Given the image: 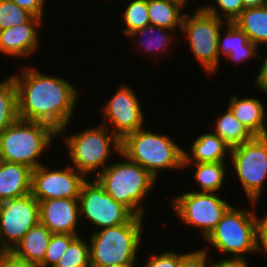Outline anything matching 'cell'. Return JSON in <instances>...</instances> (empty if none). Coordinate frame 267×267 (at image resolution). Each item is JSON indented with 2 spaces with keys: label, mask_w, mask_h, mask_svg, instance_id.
Returning <instances> with one entry per match:
<instances>
[{
  "label": "cell",
  "mask_w": 267,
  "mask_h": 267,
  "mask_svg": "<svg viewBox=\"0 0 267 267\" xmlns=\"http://www.w3.org/2000/svg\"><path fill=\"white\" fill-rule=\"evenodd\" d=\"M32 169L0 160V202L31 193Z\"/></svg>",
  "instance_id": "17"
},
{
  "label": "cell",
  "mask_w": 267,
  "mask_h": 267,
  "mask_svg": "<svg viewBox=\"0 0 267 267\" xmlns=\"http://www.w3.org/2000/svg\"><path fill=\"white\" fill-rule=\"evenodd\" d=\"M248 262H213L212 267H249Z\"/></svg>",
  "instance_id": "39"
},
{
  "label": "cell",
  "mask_w": 267,
  "mask_h": 267,
  "mask_svg": "<svg viewBox=\"0 0 267 267\" xmlns=\"http://www.w3.org/2000/svg\"><path fill=\"white\" fill-rule=\"evenodd\" d=\"M78 216L80 217L78 199L55 198L39 201L40 223L52 234L79 236Z\"/></svg>",
  "instance_id": "15"
},
{
  "label": "cell",
  "mask_w": 267,
  "mask_h": 267,
  "mask_svg": "<svg viewBox=\"0 0 267 267\" xmlns=\"http://www.w3.org/2000/svg\"><path fill=\"white\" fill-rule=\"evenodd\" d=\"M123 21L126 26L123 29L125 35L129 36L134 31L150 25L148 15V0H132L125 8Z\"/></svg>",
  "instance_id": "28"
},
{
  "label": "cell",
  "mask_w": 267,
  "mask_h": 267,
  "mask_svg": "<svg viewBox=\"0 0 267 267\" xmlns=\"http://www.w3.org/2000/svg\"><path fill=\"white\" fill-rule=\"evenodd\" d=\"M207 251L206 248L193 251L179 267H212L213 263L208 262L210 255Z\"/></svg>",
  "instance_id": "34"
},
{
  "label": "cell",
  "mask_w": 267,
  "mask_h": 267,
  "mask_svg": "<svg viewBox=\"0 0 267 267\" xmlns=\"http://www.w3.org/2000/svg\"><path fill=\"white\" fill-rule=\"evenodd\" d=\"M217 193L188 191L174 198L173 211L181 222L200 230L206 239L231 207Z\"/></svg>",
  "instance_id": "10"
},
{
  "label": "cell",
  "mask_w": 267,
  "mask_h": 267,
  "mask_svg": "<svg viewBox=\"0 0 267 267\" xmlns=\"http://www.w3.org/2000/svg\"><path fill=\"white\" fill-rule=\"evenodd\" d=\"M205 240L215 249L233 254L218 262H246L245 254L259 252L255 212L231 206Z\"/></svg>",
  "instance_id": "6"
},
{
  "label": "cell",
  "mask_w": 267,
  "mask_h": 267,
  "mask_svg": "<svg viewBox=\"0 0 267 267\" xmlns=\"http://www.w3.org/2000/svg\"><path fill=\"white\" fill-rule=\"evenodd\" d=\"M169 31L174 33V30L147 25L146 27L134 31L129 36L132 37V39L135 37L138 38V41H140L139 47L141 46L140 49L142 48V50H145L147 54L152 53L157 58L158 53L164 54V51L166 52L167 49H170L168 48V44L171 45L170 43L173 42V38L176 37L172 36Z\"/></svg>",
  "instance_id": "25"
},
{
  "label": "cell",
  "mask_w": 267,
  "mask_h": 267,
  "mask_svg": "<svg viewBox=\"0 0 267 267\" xmlns=\"http://www.w3.org/2000/svg\"><path fill=\"white\" fill-rule=\"evenodd\" d=\"M215 133L229 148L239 146L251 140L254 136L243 126L228 108L224 114L215 121Z\"/></svg>",
  "instance_id": "24"
},
{
  "label": "cell",
  "mask_w": 267,
  "mask_h": 267,
  "mask_svg": "<svg viewBox=\"0 0 267 267\" xmlns=\"http://www.w3.org/2000/svg\"><path fill=\"white\" fill-rule=\"evenodd\" d=\"M186 7L184 2L179 0H148V15L150 25L181 31L183 17L181 13Z\"/></svg>",
  "instance_id": "22"
},
{
  "label": "cell",
  "mask_w": 267,
  "mask_h": 267,
  "mask_svg": "<svg viewBox=\"0 0 267 267\" xmlns=\"http://www.w3.org/2000/svg\"><path fill=\"white\" fill-rule=\"evenodd\" d=\"M18 119L17 88L10 76L0 82V133Z\"/></svg>",
  "instance_id": "26"
},
{
  "label": "cell",
  "mask_w": 267,
  "mask_h": 267,
  "mask_svg": "<svg viewBox=\"0 0 267 267\" xmlns=\"http://www.w3.org/2000/svg\"><path fill=\"white\" fill-rule=\"evenodd\" d=\"M225 27L227 33L224 37H222V29L219 32L218 52L220 58L223 55L229 61L240 63L258 56V46L249 41L248 36L242 30L231 22H227Z\"/></svg>",
  "instance_id": "18"
},
{
  "label": "cell",
  "mask_w": 267,
  "mask_h": 267,
  "mask_svg": "<svg viewBox=\"0 0 267 267\" xmlns=\"http://www.w3.org/2000/svg\"><path fill=\"white\" fill-rule=\"evenodd\" d=\"M102 108L111 132L121 141L126 135L143 128L144 112L138 95L127 85H121Z\"/></svg>",
  "instance_id": "14"
},
{
  "label": "cell",
  "mask_w": 267,
  "mask_h": 267,
  "mask_svg": "<svg viewBox=\"0 0 267 267\" xmlns=\"http://www.w3.org/2000/svg\"><path fill=\"white\" fill-rule=\"evenodd\" d=\"M56 136L58 132L48 124L18 119L0 133V160L34 170L43 165L40 156Z\"/></svg>",
  "instance_id": "3"
},
{
  "label": "cell",
  "mask_w": 267,
  "mask_h": 267,
  "mask_svg": "<svg viewBox=\"0 0 267 267\" xmlns=\"http://www.w3.org/2000/svg\"><path fill=\"white\" fill-rule=\"evenodd\" d=\"M264 62L259 68V72L255 77V84L259 90H262L265 94L267 93V57L263 59Z\"/></svg>",
  "instance_id": "38"
},
{
  "label": "cell",
  "mask_w": 267,
  "mask_h": 267,
  "mask_svg": "<svg viewBox=\"0 0 267 267\" xmlns=\"http://www.w3.org/2000/svg\"><path fill=\"white\" fill-rule=\"evenodd\" d=\"M264 5L267 6V0H264Z\"/></svg>",
  "instance_id": "44"
},
{
  "label": "cell",
  "mask_w": 267,
  "mask_h": 267,
  "mask_svg": "<svg viewBox=\"0 0 267 267\" xmlns=\"http://www.w3.org/2000/svg\"><path fill=\"white\" fill-rule=\"evenodd\" d=\"M181 253L178 254L173 251H164L160 254H153L148 261L144 264V267H179L181 263L191 254Z\"/></svg>",
  "instance_id": "33"
},
{
  "label": "cell",
  "mask_w": 267,
  "mask_h": 267,
  "mask_svg": "<svg viewBox=\"0 0 267 267\" xmlns=\"http://www.w3.org/2000/svg\"><path fill=\"white\" fill-rule=\"evenodd\" d=\"M55 267H91L90 245L78 236Z\"/></svg>",
  "instance_id": "29"
},
{
  "label": "cell",
  "mask_w": 267,
  "mask_h": 267,
  "mask_svg": "<svg viewBox=\"0 0 267 267\" xmlns=\"http://www.w3.org/2000/svg\"><path fill=\"white\" fill-rule=\"evenodd\" d=\"M77 235L52 234L41 267H55Z\"/></svg>",
  "instance_id": "31"
},
{
  "label": "cell",
  "mask_w": 267,
  "mask_h": 267,
  "mask_svg": "<svg viewBox=\"0 0 267 267\" xmlns=\"http://www.w3.org/2000/svg\"><path fill=\"white\" fill-rule=\"evenodd\" d=\"M217 3V6L219 11H217V6H212V5H203V9L208 12L209 14H212L219 19H224L225 22H233L239 15L240 13L245 9L243 1L242 0H215ZM220 13V14H219ZM222 15V16H221Z\"/></svg>",
  "instance_id": "32"
},
{
  "label": "cell",
  "mask_w": 267,
  "mask_h": 267,
  "mask_svg": "<svg viewBox=\"0 0 267 267\" xmlns=\"http://www.w3.org/2000/svg\"><path fill=\"white\" fill-rule=\"evenodd\" d=\"M0 267H41L39 264L29 262L16 256L12 251H4L0 254Z\"/></svg>",
  "instance_id": "35"
},
{
  "label": "cell",
  "mask_w": 267,
  "mask_h": 267,
  "mask_svg": "<svg viewBox=\"0 0 267 267\" xmlns=\"http://www.w3.org/2000/svg\"><path fill=\"white\" fill-rule=\"evenodd\" d=\"M5 250L1 247V244H0V254L2 253V252H4Z\"/></svg>",
  "instance_id": "42"
},
{
  "label": "cell",
  "mask_w": 267,
  "mask_h": 267,
  "mask_svg": "<svg viewBox=\"0 0 267 267\" xmlns=\"http://www.w3.org/2000/svg\"><path fill=\"white\" fill-rule=\"evenodd\" d=\"M52 233L40 222L32 227L11 250L16 256L40 264L45 256Z\"/></svg>",
  "instance_id": "21"
},
{
  "label": "cell",
  "mask_w": 267,
  "mask_h": 267,
  "mask_svg": "<svg viewBox=\"0 0 267 267\" xmlns=\"http://www.w3.org/2000/svg\"><path fill=\"white\" fill-rule=\"evenodd\" d=\"M119 155L125 161L108 164L95 179L115 201L124 204L136 216L144 217L142 199L153 190L157 179L139 164Z\"/></svg>",
  "instance_id": "4"
},
{
  "label": "cell",
  "mask_w": 267,
  "mask_h": 267,
  "mask_svg": "<svg viewBox=\"0 0 267 267\" xmlns=\"http://www.w3.org/2000/svg\"><path fill=\"white\" fill-rule=\"evenodd\" d=\"M191 156L184 150V168L195 163L224 162L226 153L230 152L229 146L215 133H204L195 138L191 145Z\"/></svg>",
  "instance_id": "20"
},
{
  "label": "cell",
  "mask_w": 267,
  "mask_h": 267,
  "mask_svg": "<svg viewBox=\"0 0 267 267\" xmlns=\"http://www.w3.org/2000/svg\"><path fill=\"white\" fill-rule=\"evenodd\" d=\"M79 211L98 230L128 223L135 214L124 204L115 201L94 178L85 181L80 190Z\"/></svg>",
  "instance_id": "11"
},
{
  "label": "cell",
  "mask_w": 267,
  "mask_h": 267,
  "mask_svg": "<svg viewBox=\"0 0 267 267\" xmlns=\"http://www.w3.org/2000/svg\"><path fill=\"white\" fill-rule=\"evenodd\" d=\"M181 2H184L185 4L188 2L187 0H179Z\"/></svg>",
  "instance_id": "43"
},
{
  "label": "cell",
  "mask_w": 267,
  "mask_h": 267,
  "mask_svg": "<svg viewBox=\"0 0 267 267\" xmlns=\"http://www.w3.org/2000/svg\"><path fill=\"white\" fill-rule=\"evenodd\" d=\"M229 155L250 204L257 205L267 178V135L231 148Z\"/></svg>",
  "instance_id": "9"
},
{
  "label": "cell",
  "mask_w": 267,
  "mask_h": 267,
  "mask_svg": "<svg viewBox=\"0 0 267 267\" xmlns=\"http://www.w3.org/2000/svg\"><path fill=\"white\" fill-rule=\"evenodd\" d=\"M33 16L11 0L0 1V31L24 24Z\"/></svg>",
  "instance_id": "30"
},
{
  "label": "cell",
  "mask_w": 267,
  "mask_h": 267,
  "mask_svg": "<svg viewBox=\"0 0 267 267\" xmlns=\"http://www.w3.org/2000/svg\"><path fill=\"white\" fill-rule=\"evenodd\" d=\"M223 19L209 14L201 6L193 15L185 13L181 30L186 35L192 54L210 76L218 70V39Z\"/></svg>",
  "instance_id": "8"
},
{
  "label": "cell",
  "mask_w": 267,
  "mask_h": 267,
  "mask_svg": "<svg viewBox=\"0 0 267 267\" xmlns=\"http://www.w3.org/2000/svg\"><path fill=\"white\" fill-rule=\"evenodd\" d=\"M11 75L17 88L18 117L50 125L58 136L68 127L79 91L69 81L41 74L36 68H23Z\"/></svg>",
  "instance_id": "1"
},
{
  "label": "cell",
  "mask_w": 267,
  "mask_h": 267,
  "mask_svg": "<svg viewBox=\"0 0 267 267\" xmlns=\"http://www.w3.org/2000/svg\"><path fill=\"white\" fill-rule=\"evenodd\" d=\"M16 3L19 7L26 9L34 16L43 18L44 16V5L46 0H11Z\"/></svg>",
  "instance_id": "37"
},
{
  "label": "cell",
  "mask_w": 267,
  "mask_h": 267,
  "mask_svg": "<svg viewBox=\"0 0 267 267\" xmlns=\"http://www.w3.org/2000/svg\"><path fill=\"white\" fill-rule=\"evenodd\" d=\"M39 219V201L31 194L0 202V244L11 251Z\"/></svg>",
  "instance_id": "12"
},
{
  "label": "cell",
  "mask_w": 267,
  "mask_h": 267,
  "mask_svg": "<svg viewBox=\"0 0 267 267\" xmlns=\"http://www.w3.org/2000/svg\"><path fill=\"white\" fill-rule=\"evenodd\" d=\"M136 263H127V264H116V265H107L103 267H134Z\"/></svg>",
  "instance_id": "41"
},
{
  "label": "cell",
  "mask_w": 267,
  "mask_h": 267,
  "mask_svg": "<svg viewBox=\"0 0 267 267\" xmlns=\"http://www.w3.org/2000/svg\"><path fill=\"white\" fill-rule=\"evenodd\" d=\"M228 108L235 118L245 126L253 136H266L267 124L265 116L267 111L259 99L254 97L239 99L237 95L230 97Z\"/></svg>",
  "instance_id": "19"
},
{
  "label": "cell",
  "mask_w": 267,
  "mask_h": 267,
  "mask_svg": "<svg viewBox=\"0 0 267 267\" xmlns=\"http://www.w3.org/2000/svg\"><path fill=\"white\" fill-rule=\"evenodd\" d=\"M42 18L33 16L28 22L0 31V51L11 57H28L38 47L39 36L37 27Z\"/></svg>",
  "instance_id": "16"
},
{
  "label": "cell",
  "mask_w": 267,
  "mask_h": 267,
  "mask_svg": "<svg viewBox=\"0 0 267 267\" xmlns=\"http://www.w3.org/2000/svg\"><path fill=\"white\" fill-rule=\"evenodd\" d=\"M120 153L158 179L160 170L184 169V148L165 134L141 128L121 140Z\"/></svg>",
  "instance_id": "2"
},
{
  "label": "cell",
  "mask_w": 267,
  "mask_h": 267,
  "mask_svg": "<svg viewBox=\"0 0 267 267\" xmlns=\"http://www.w3.org/2000/svg\"><path fill=\"white\" fill-rule=\"evenodd\" d=\"M258 45L267 44V6L245 8L232 22Z\"/></svg>",
  "instance_id": "23"
},
{
  "label": "cell",
  "mask_w": 267,
  "mask_h": 267,
  "mask_svg": "<svg viewBox=\"0 0 267 267\" xmlns=\"http://www.w3.org/2000/svg\"><path fill=\"white\" fill-rule=\"evenodd\" d=\"M196 171L194 179L198 183L200 191L216 193L221 189L226 174L225 162L215 163H194Z\"/></svg>",
  "instance_id": "27"
},
{
  "label": "cell",
  "mask_w": 267,
  "mask_h": 267,
  "mask_svg": "<svg viewBox=\"0 0 267 267\" xmlns=\"http://www.w3.org/2000/svg\"><path fill=\"white\" fill-rule=\"evenodd\" d=\"M255 219L258 249L261 253L264 250L267 254V214L263 218L255 214Z\"/></svg>",
  "instance_id": "36"
},
{
  "label": "cell",
  "mask_w": 267,
  "mask_h": 267,
  "mask_svg": "<svg viewBox=\"0 0 267 267\" xmlns=\"http://www.w3.org/2000/svg\"><path fill=\"white\" fill-rule=\"evenodd\" d=\"M245 8H253L264 5V0H242Z\"/></svg>",
  "instance_id": "40"
},
{
  "label": "cell",
  "mask_w": 267,
  "mask_h": 267,
  "mask_svg": "<svg viewBox=\"0 0 267 267\" xmlns=\"http://www.w3.org/2000/svg\"><path fill=\"white\" fill-rule=\"evenodd\" d=\"M86 178L71 164L59 170L40 165L31 173V194L38 201L55 198L78 199Z\"/></svg>",
  "instance_id": "13"
},
{
  "label": "cell",
  "mask_w": 267,
  "mask_h": 267,
  "mask_svg": "<svg viewBox=\"0 0 267 267\" xmlns=\"http://www.w3.org/2000/svg\"><path fill=\"white\" fill-rule=\"evenodd\" d=\"M142 223V217L135 215L128 223L91 233V267L136 263Z\"/></svg>",
  "instance_id": "5"
},
{
  "label": "cell",
  "mask_w": 267,
  "mask_h": 267,
  "mask_svg": "<svg viewBox=\"0 0 267 267\" xmlns=\"http://www.w3.org/2000/svg\"><path fill=\"white\" fill-rule=\"evenodd\" d=\"M106 124L103 122L96 128L91 127L64 138L72 167L85 177L95 173L93 178H96L108 166L106 162L112 152L120 154L121 141Z\"/></svg>",
  "instance_id": "7"
}]
</instances>
